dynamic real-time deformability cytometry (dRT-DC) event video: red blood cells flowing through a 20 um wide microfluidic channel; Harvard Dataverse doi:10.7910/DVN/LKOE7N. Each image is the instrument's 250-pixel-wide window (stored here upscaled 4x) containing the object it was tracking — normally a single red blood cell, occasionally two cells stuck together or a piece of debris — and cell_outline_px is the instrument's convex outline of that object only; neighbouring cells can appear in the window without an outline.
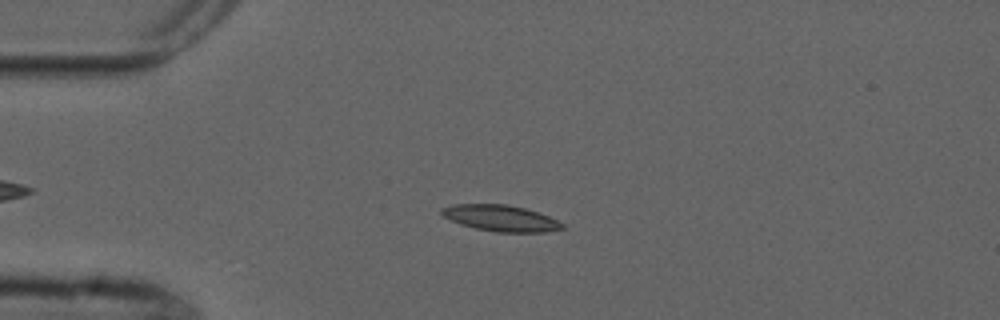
{"species": "common noctule bat (a hibernating species)", "species_latin": "Nyctalus noctula", "temperature_condition": "cold", "stored_images_in_passage": 5, "camera_frame_rate_fps": 3000, "um_per_image_px": 0.085, "animal": {"sex": "male", "forearm_length_mm": 52.5}, "frame": {"image": 1, "passage_image": 3, "time_ms": 2.333, "image_size_px": [1000, 320], "cell_outline_px": [[564, 228], [548, 232], [496, 232], [476, 228], [460, 224], [444, 216], [440, 212], [440, 208], [452, 204], [508, 204], [524, 208], [548, 216], [564, 224]], "centroid_in_image_um": [42.55, 18.54], "position_along_channel_um": 42.5, "area_um2": 18.32}}
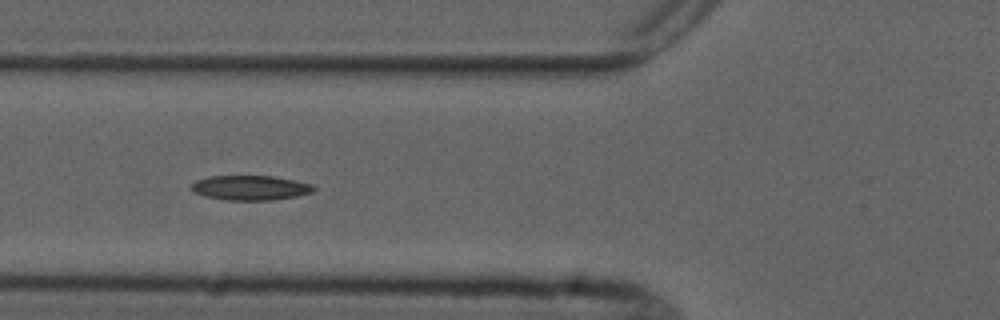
{"frame": {"image": 2, "passage_image": 5, "time_ms": 4.667, "image_size_px": [1000, 320], "cell_outline_px": [[316, 188], [312, 192], [296, 196], [272, 200], [228, 200], [208, 196], [196, 192], [192, 188], [192, 184], [196, 180], [208, 176], [272, 176], [312, 184]], "centroid_in_image_um": [21.31, 15.95], "position_along_channel_um": 104.5, "area_um2": 17.28}}